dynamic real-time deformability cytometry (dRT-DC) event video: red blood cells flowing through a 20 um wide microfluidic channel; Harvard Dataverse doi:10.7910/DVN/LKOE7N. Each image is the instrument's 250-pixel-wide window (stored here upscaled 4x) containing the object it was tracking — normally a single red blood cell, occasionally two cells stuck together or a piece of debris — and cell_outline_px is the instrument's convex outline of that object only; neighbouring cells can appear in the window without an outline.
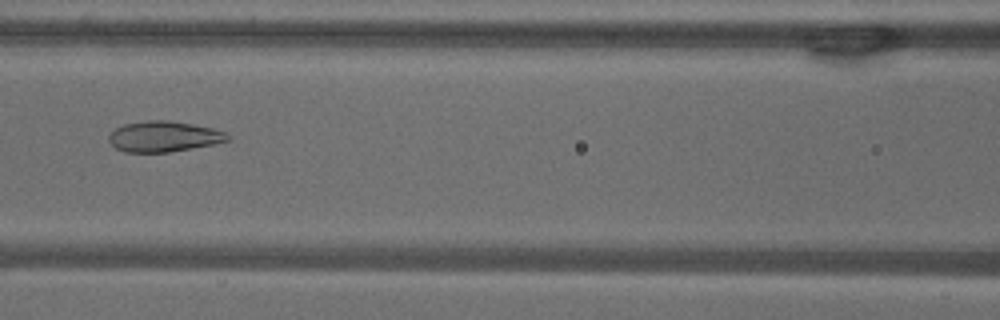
{"species": "common noctule bat (a hibernating species)", "species_latin": "Nyctalus noctula", "temperature_condition": "warm", "stored_images_in_passage": 52, "camera_frame_rate_fps": 3000, "um_per_image_px": 0.085, "animal": {"sex": "male", "body_mass_g": 18.8}, "frame": {"image": 1, "passage_image": 23, "time_ms": 7.333, "image_size_px": [1000, 320], "cell_outline_px": [[232, 140], [212, 144], [168, 152], [124, 152], [116, 148], [108, 140], [108, 136], [116, 128], [124, 124], [148, 120], [168, 120], [192, 124], [212, 128], [224, 132], [232, 136]], "centroid_in_image_um": [13.93, 11.6], "position_along_channel_um": 152.7, "area_um2": 21.1}}
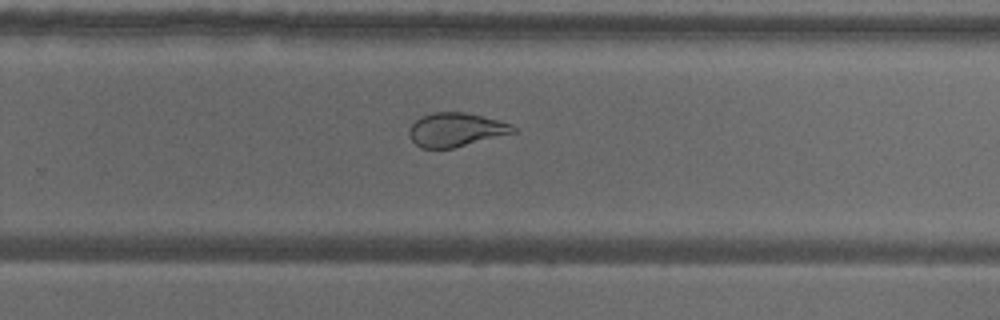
{"frame": {"image": 2, "passage_image": 34, "time_ms": 11.0, "image_size_px": [1000, 320], "cell_outline_px": [[516, 132], [452, 148], [420, 148], [408, 136], [408, 128], [420, 116], [436, 112], [464, 112], [500, 120], [512, 124], [516, 128]], "centroid_in_image_um": [38.73, 11.02], "position_along_channel_um": 291.1, "area_um2": 20.46}}
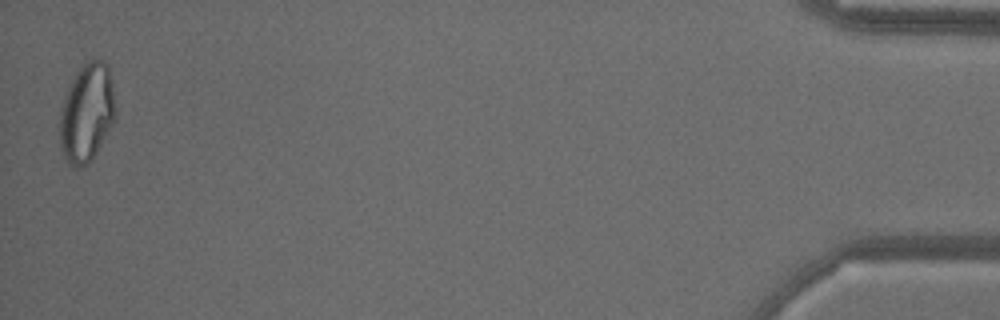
{"frame": {"image": 3, "passage_image": 52, "time_ms": 17.0, "image_size_px": [1000, 320], "cell_outline_px": [[116, 112], [112, 124], [108, 132], [92, 160], [88, 164], [80, 168], [72, 168], [68, 164], [60, 148], [56, 124], [60, 108], [64, 96], [80, 64], [84, 60], [92, 56], [104, 60], [108, 64], [112, 84], [116, 108]], "centroid_in_image_um": [7.33, 9.57], "position_along_channel_um": 427.9, "area_um2": 33.29}, "authors_computed_cell_mechanics": {"area_um2": 27.5995, "velocity_mm_per_s": 3.7849, "shape_relaxation_time_tau1_ms": null, "shape_relaxation_time_tau2_ms": 1.4498, "deformation_change_tau1": null, "deformation_change_tau2": 0.0761}}